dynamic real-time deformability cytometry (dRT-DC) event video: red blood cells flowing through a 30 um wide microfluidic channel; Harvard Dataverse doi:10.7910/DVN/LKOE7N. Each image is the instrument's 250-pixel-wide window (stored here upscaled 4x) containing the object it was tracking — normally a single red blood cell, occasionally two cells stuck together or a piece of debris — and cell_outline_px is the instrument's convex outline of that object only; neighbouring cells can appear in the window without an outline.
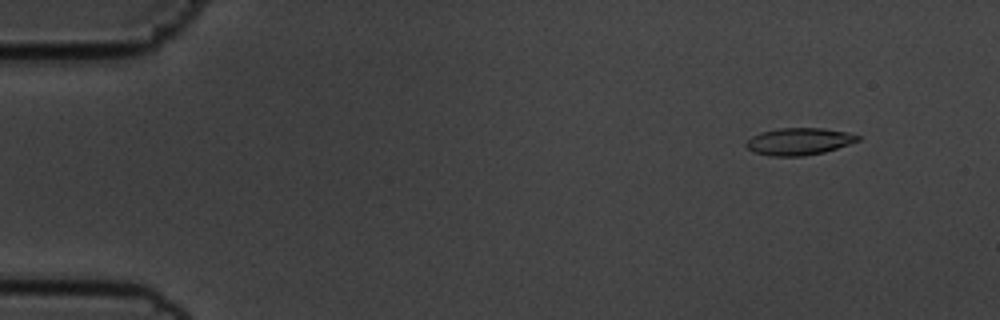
{"species": "common noctule bat (a hibernating species)", "species_latin": "Nyctalus noctula", "temperature_condition": "cold", "stored_images_in_passage": 56, "camera_frame_rate_fps": 3000, "um_per_image_px": 0.085, "animal": {"sex": "male", "body_mass_g": 19.5, "forearm_length_mm": 54.6}, "frame": {"image": 1, "passage_image": 6, "time_ms": 1.667, "image_size_px": [1000, 320], "cell_outline_px": [[860, 140], [824, 152], [804, 156], [768, 156], [752, 152], [744, 144], [744, 140], [760, 132], [780, 128], [824, 128], [848, 132], [860, 136]], "centroid_in_image_um": [67.86, 12.02], "position_along_channel_um": 17.1, "area_um2": 17.8}}
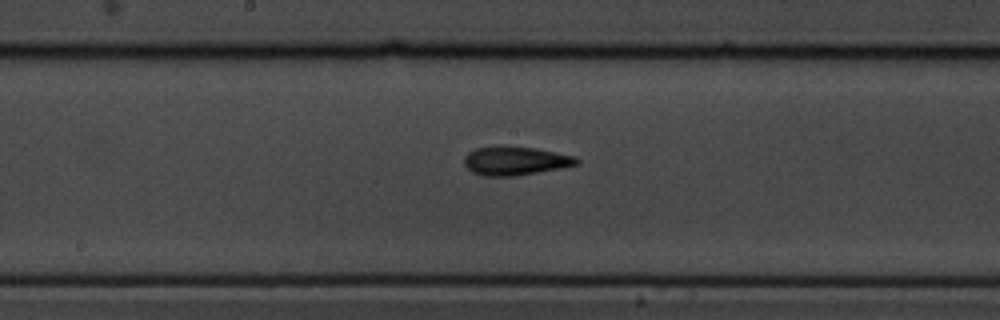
{"frame": {"image": 2, "passage_image": 30, "time_ms": 9.667, "image_size_px": [1000, 320], "cell_outline_px": [[580, 160], [576, 164], [564, 168], [516, 176], [484, 176], [472, 172], [464, 164], [464, 156], [468, 152], [476, 148], [500, 144], [532, 148], [576, 156]], "centroid_in_image_um": [43.78, 13.66], "position_along_channel_um": 204.4, "area_um2": 19.13}}
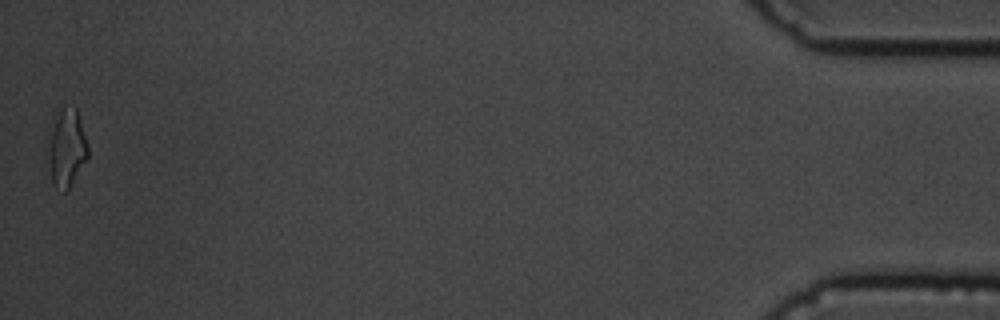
{"frame": {"image": 3, "passage_image": 56, "time_ms": 18.333, "image_size_px": [1000, 320], "cell_outline_px": [[88, 160], [72, 184], [64, 192], [52, 184], [44, 148], [48, 124], [56, 108], [64, 104], [76, 108], [88, 144]], "centroid_in_image_um": [5.57, 12.49], "position_along_channel_um": 429.6, "area_um2": 19.77}, "authors_computed_cell_mechanics": {"area_um2": 17.8024, "velocity_mm_per_s": 3.6379, "shape_relaxation_time_tau1_ms": 3.6398, "shape_relaxation_time_tau2_ms": 3.5618, "deformation_change_tau1": 0.1398, "deformation_change_tau2": 0.1242}}